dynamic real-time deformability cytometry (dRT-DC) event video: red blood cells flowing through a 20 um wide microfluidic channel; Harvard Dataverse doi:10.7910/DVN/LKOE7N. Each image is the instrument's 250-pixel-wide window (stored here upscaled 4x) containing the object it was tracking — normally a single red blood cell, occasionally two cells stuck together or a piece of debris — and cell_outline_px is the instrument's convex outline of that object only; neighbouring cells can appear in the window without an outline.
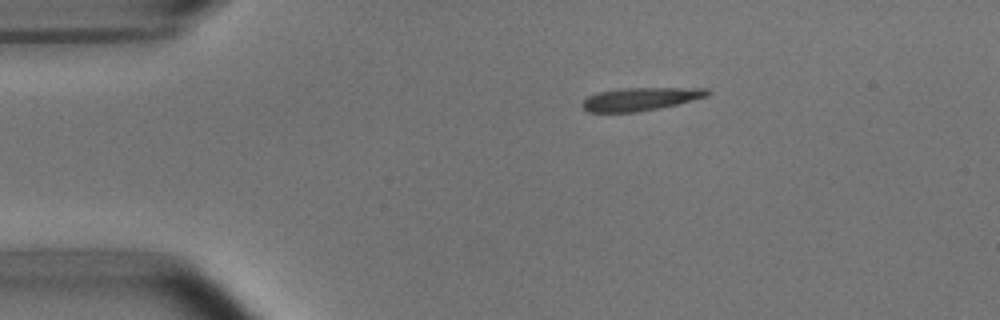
{"species": "common noctule bat (a hibernating species)", "species_latin": "Nyctalus noctula", "temperature_condition": "room temperature", "stored_images_in_passage": 7, "camera_frame_rate_fps": 3000, "um_per_image_px": 0.085, "animal": {"sex": "male", "body_mass_g": 15.6}, "frame": {"image": 1, "passage_image": 2, "time_ms": 1.333, "image_size_px": [1000, 320], "cell_outline_px": [[712, 92], [708, 96], [660, 108], [636, 112], [588, 112], [580, 104], [588, 96], [600, 92], [624, 88], [708, 88]], "centroid_in_image_um": [54.46, 8.42], "position_along_channel_um": 30.5, "area_um2": 16.7}}
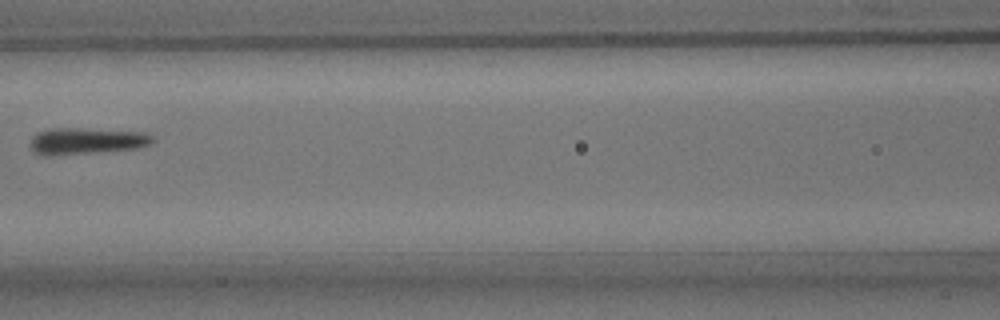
{"frame": {"image": 2, "passage_image": 6, "time_ms": 6.0, "image_size_px": [1000, 320], "cell_outline_px": [[156, 140], [148, 144], [136, 148], [44, 156], [36, 152], [32, 148], [32, 136], [36, 132], [52, 128], [76, 128], [144, 132], [156, 136]], "centroid_in_image_um": [7.37, 11.96], "position_along_channel_um": 159.2, "area_um2": 18.55}}
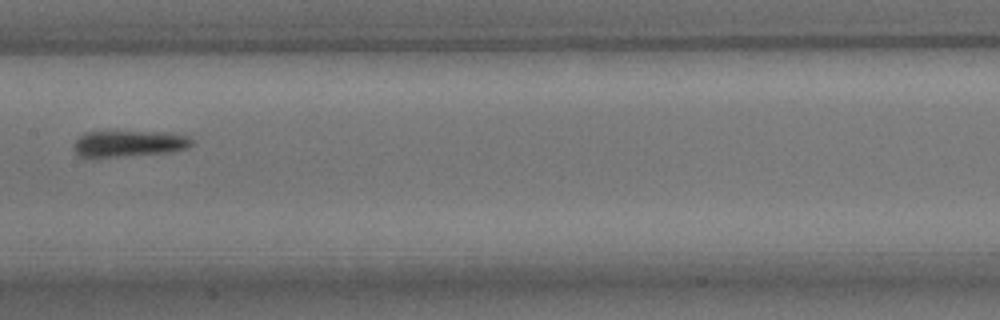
{"frame": {"image": 3, "passage_image": 7, "time_ms": 7.0, "image_size_px": [1000, 320], "cell_outline_px": [[192, 144], [184, 148], [168, 152], [116, 156], [80, 156], [76, 152], [72, 144], [84, 132], [168, 132], [188, 136], [192, 140]], "centroid_in_image_um": [10.95, 12.18], "position_along_channel_um": 196.5, "area_um2": 17.51}}